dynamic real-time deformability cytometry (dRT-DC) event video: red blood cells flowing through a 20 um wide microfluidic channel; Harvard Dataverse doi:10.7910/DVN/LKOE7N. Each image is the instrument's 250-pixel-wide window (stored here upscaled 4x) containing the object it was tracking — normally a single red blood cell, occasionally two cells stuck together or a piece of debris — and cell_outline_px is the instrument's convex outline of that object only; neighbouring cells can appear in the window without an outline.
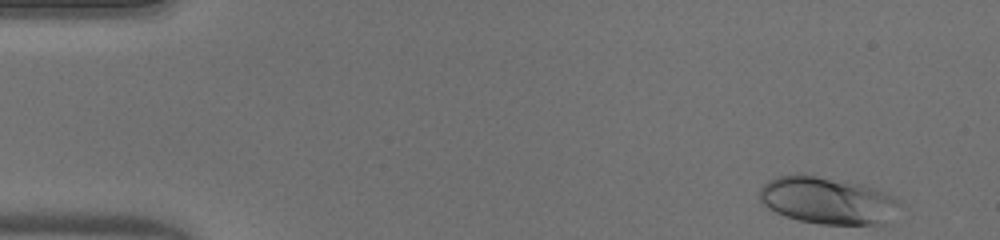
{"species": "human", "species_latin": "Homo sapiens", "temperature_condition": "warm", "stored_images_in_passage": 47, "camera_frame_rate_fps": 3000, "um_per_image_px": 0.085, "donor": {"sex": "male"}, "frame": {"image": 1, "passage_image": 1, "time_ms": 0.0, "image_size_px": [1000, 240], "cell_outline_px": [[900, 200], [888, 224], [820, 224], [800, 220], [784, 216], [768, 208], [760, 200], [760, 188], [768, 180], [776, 176], [800, 172], [860, 184], [876, 188]], "centroid_in_image_um": [70.3, 17.02], "position_along_channel_um": 14.7, "area_um2": 38.61}}
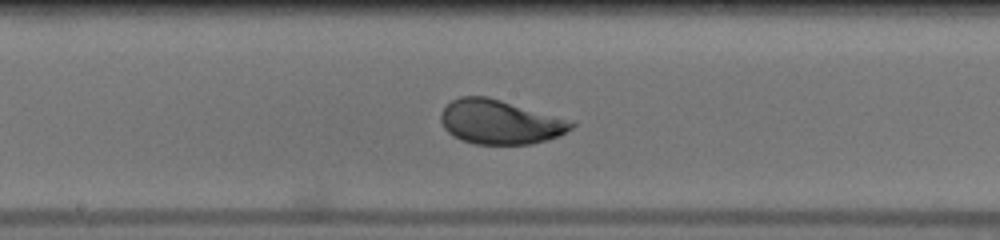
{"frame": {"image": 2, "passage_image": 24, "time_ms": 7.667, "image_size_px": [1000, 240], "cell_outline_px": [[576, 124], [572, 128], [560, 136], [548, 140], [532, 144], [476, 144], [460, 140], [448, 132], [444, 128], [440, 120], [440, 112], [452, 100], [460, 96], [488, 96]], "centroid_in_image_um": [42.41, 10.39], "position_along_channel_um": 205.8, "area_um2": 33.06}}
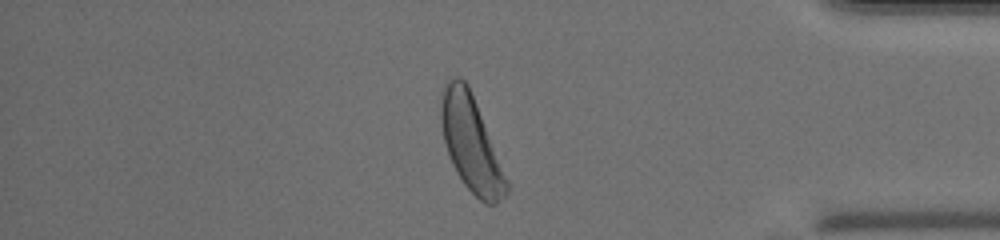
{"frame": {"image": 3, "passage_image": 40, "time_ms": 13.0, "image_size_px": [1000, 240], "cell_outline_px": [[508, 192], [496, 204], [484, 204], [464, 184], [456, 172], [452, 164], [444, 140], [440, 120], [440, 104], [444, 84], [452, 76], [460, 76], [468, 84], [508, 184]], "centroid_in_image_um": [39.99, 12.17], "position_along_channel_um": 395.2, "area_um2": 35.49}, "authors_computed_cell_mechanics": {"area_um2": 34.2754, "velocity_mm_per_s": 4.0745, "shape_relaxation_time_tau1_ms": 2.2055, "shape_relaxation_time_tau2_ms": null, "deformation_change_tau1": 0.1388, "deformation_change_tau2": null}}